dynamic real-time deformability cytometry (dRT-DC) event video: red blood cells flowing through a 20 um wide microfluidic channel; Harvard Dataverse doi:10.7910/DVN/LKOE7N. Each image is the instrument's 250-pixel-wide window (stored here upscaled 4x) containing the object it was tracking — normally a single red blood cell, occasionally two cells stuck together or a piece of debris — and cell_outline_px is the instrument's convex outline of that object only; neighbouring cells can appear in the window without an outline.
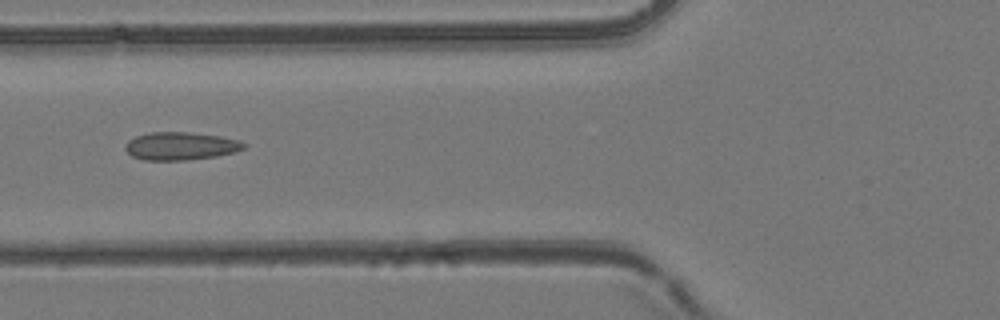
{"species": "common noctule bat (a hibernating species)", "species_latin": "Nyctalus noctula", "temperature_condition": "room temperature", "stored_images_in_passage": 54, "camera_frame_rate_fps": 3000, "um_per_image_px": 0.085, "animal": {"sex": "female", "body_mass_g": 24.6, "forearm_length_mm": 56.2}, "frame": {"image": 1, "passage_image": 22, "time_ms": 7.0, "image_size_px": [1000, 320], "cell_outline_px": [[248, 144], [244, 148], [236, 152], [216, 156], [188, 160], [144, 160], [132, 156], [124, 148], [124, 144], [128, 140], [136, 136], [148, 132], [188, 132], [220, 136], [240, 140]], "centroid_in_image_um": [15.36, 12.41], "position_along_channel_um": 110.4, "area_um2": 19.48}}
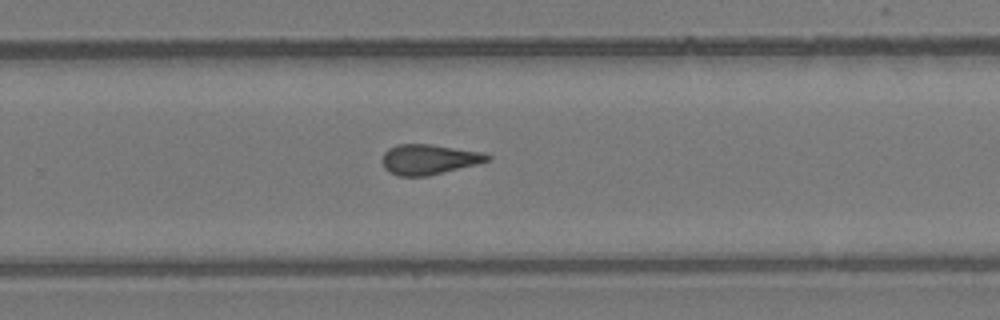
{"frame": {"image": 2, "passage_image": 36, "time_ms": 11.667, "image_size_px": [1000, 320], "cell_outline_px": [[492, 160], [428, 176], [400, 176], [384, 168], [380, 160], [384, 152], [388, 148], [396, 144], [428, 144], [480, 152], [492, 156]], "centroid_in_image_um": [36.42, 13.54], "position_along_channel_um": 293.4, "area_um2": 18.38}}
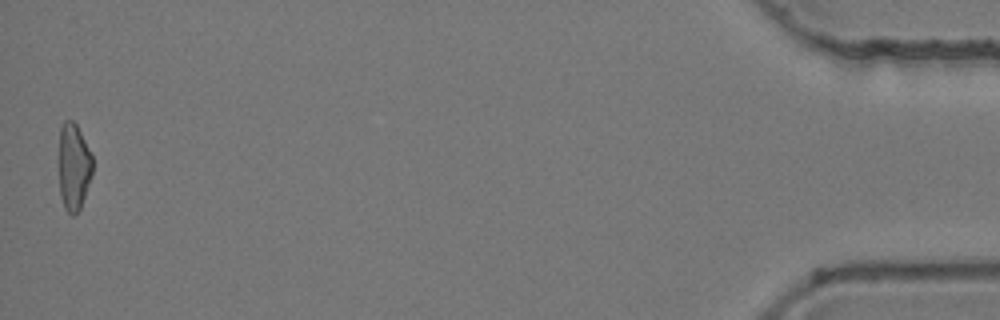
{"frame": {"image": 3, "passage_image": 54, "time_ms": 17.667, "image_size_px": [1000, 320], "cell_outline_px": [[92, 176], [80, 208], [72, 216], [64, 208], [60, 196], [60, 128], [64, 120], [72, 120], [76, 124], [92, 156]], "centroid_in_image_um": [6.27, 14.19], "position_along_channel_um": 428.9, "area_um2": 16.76}, "authors_computed_cell_mechanics": {"area_um2": 18.6694, "velocity_mm_per_s": 3.9184, "shape_relaxation_time_tau1_ms": null, "shape_relaxation_time_tau2_ms": 2.3488, "deformation_change_tau1": null, "deformation_change_tau2": 0.1178}}